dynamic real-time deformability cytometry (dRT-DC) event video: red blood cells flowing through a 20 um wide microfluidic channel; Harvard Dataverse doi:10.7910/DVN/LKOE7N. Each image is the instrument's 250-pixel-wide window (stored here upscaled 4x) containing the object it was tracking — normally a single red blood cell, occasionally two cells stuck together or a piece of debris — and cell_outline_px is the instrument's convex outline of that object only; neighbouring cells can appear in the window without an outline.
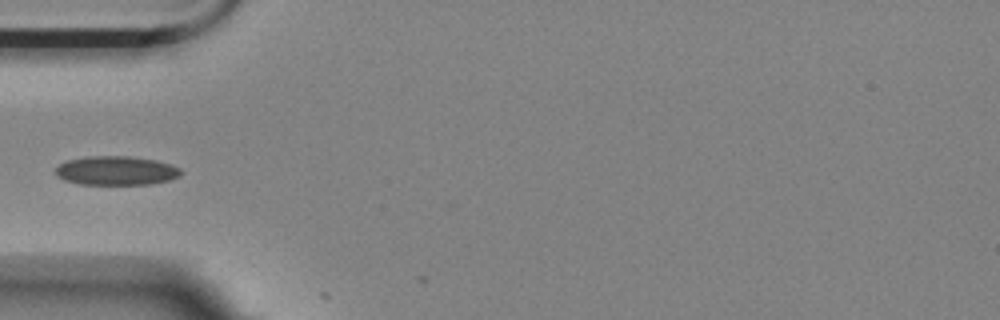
{"species": "Egyptian fruit bat (a non-hibernating species)", "species_latin": "Rousettus aegyptiacus", "temperature_condition": "room temperature", "stored_images_in_passage": 3, "camera_frame_rate_fps": 3000, "um_per_image_px": 0.085, "animal": {"sex": "female"}, "frame": {"image": 1, "passage_image": 1, "time_ms": 0.0, "image_size_px": [1000, 320], "cell_outline_px": [[184, 172], [180, 176], [172, 180], [152, 184], [80, 184], [64, 180], [56, 176], [56, 168], [60, 164], [68, 160], [88, 156], [128, 156], [156, 160], [180, 168]], "centroid_in_image_um": [9.91, 14.51], "position_along_channel_um": 75.1, "area_um2": 21.27}}